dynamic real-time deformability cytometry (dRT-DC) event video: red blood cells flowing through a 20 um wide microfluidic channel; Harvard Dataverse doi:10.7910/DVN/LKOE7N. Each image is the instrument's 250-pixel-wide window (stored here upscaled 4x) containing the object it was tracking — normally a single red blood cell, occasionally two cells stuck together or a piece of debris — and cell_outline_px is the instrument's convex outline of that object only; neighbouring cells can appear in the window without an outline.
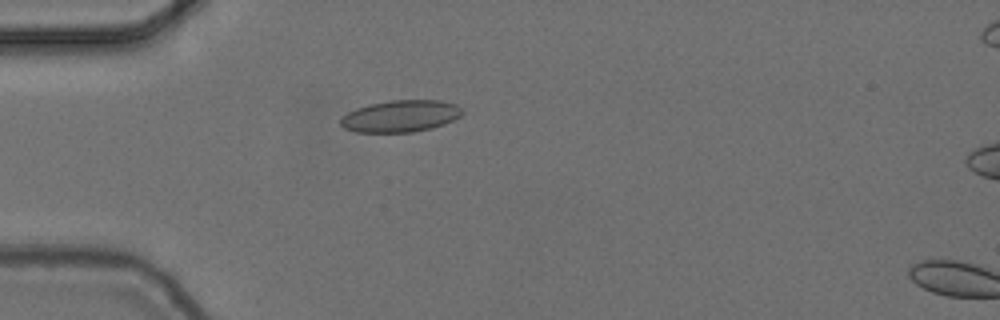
{"species": "common noctule bat (a hibernating species)", "species_latin": "Nyctalus noctula", "temperature_condition": "cold", "stored_images_in_passage": 2, "camera_frame_rate_fps": 3000, "um_per_image_px": 0.085, "animal": {"sex": "female", "body_mass_g": 24.6, "forearm_length_mm": 56.2}, "frame": {"image": 1, "passage_image": 1, "time_ms": 0.0, "image_size_px": [1000, 320], "cell_outline_px": [[464, 112], [460, 116], [444, 124], [432, 128], [412, 132], [356, 132], [344, 128], [340, 124], [340, 120], [348, 112], [356, 108], [368, 104], [388, 100], [440, 100], [456, 104]], "centroid_in_image_um": [34.04, 9.86], "position_along_channel_um": 51.0, "area_um2": 22.6}}